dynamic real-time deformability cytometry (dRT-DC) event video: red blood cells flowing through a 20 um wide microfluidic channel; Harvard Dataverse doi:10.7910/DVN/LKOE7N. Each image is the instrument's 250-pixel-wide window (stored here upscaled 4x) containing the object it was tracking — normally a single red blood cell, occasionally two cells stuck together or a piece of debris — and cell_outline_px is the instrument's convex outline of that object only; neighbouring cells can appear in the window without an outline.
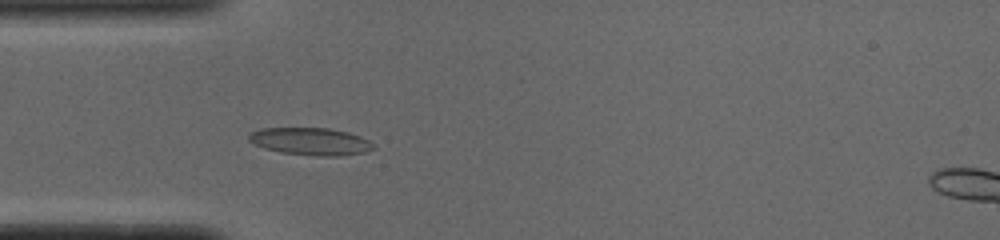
{"species": "common noctule bat (a hibernating species)", "species_latin": "Nyctalus noctula", "temperature_condition": "cold", "stored_images_in_passage": 38, "camera_frame_rate_fps": 3000, "um_per_image_px": 0.085, "animal": {"sex": "male", "body_mass_g": 19.0, "forearm_length_mm": 50.8}, "frame": {"image": 1, "passage_image": 2, "time_ms": 0.333, "image_size_px": [1000, 240], "cell_outline_px": [[376, 148], [364, 152], [340, 156], [316, 156], [280, 152], [264, 148], [248, 140], [248, 132], [260, 128], [328, 128], [348, 132], [360, 136], [376, 144]], "centroid_in_image_um": [26.4, 12.02], "position_along_channel_um": 58.6, "area_um2": 20.06}}
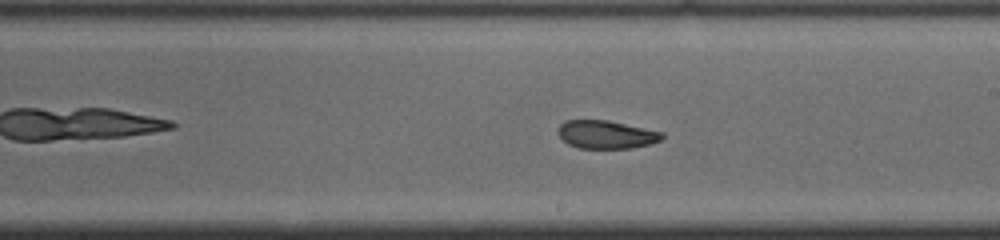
{"frame": {"image": 2, "passage_image": 16, "time_ms": 5.0, "image_size_px": [1000, 240], "cell_outline_px": [[664, 140], [632, 148], [580, 148], [568, 144], [556, 132], [560, 124], [564, 120], [608, 120], [664, 132]], "centroid_in_image_um": [51.54, 11.43], "position_along_channel_um": 237.5, "area_um2": 17.17}}
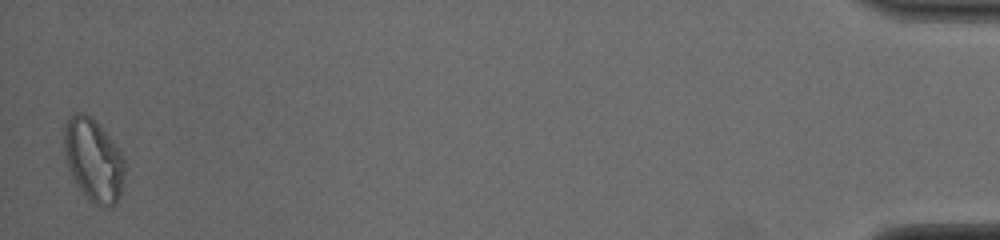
{"frame": {"image": 3, "passage_image": 38, "time_ms": 12.333, "image_size_px": [1000, 240], "cell_outline_px": [[124, 184], [120, 196], [116, 204], [112, 208], [100, 208], [72, 180], [68, 168], [64, 152], [64, 124], [68, 116], [76, 112], [84, 112], [92, 116], [108, 136], [120, 152], [124, 160]], "centroid_in_image_um": [7.94, 13.6], "position_along_channel_um": 427.3, "area_um2": 29.48}, "authors_computed_cell_mechanics": {"area_um2": 18.6694, "velocity_mm_per_s": 3.8808, "shape_relaxation_time_tau1_ms": null, "shape_relaxation_time_tau2_ms": 1.754, "deformation_change_tau1": null, "deformation_change_tau2": 0.0805}}